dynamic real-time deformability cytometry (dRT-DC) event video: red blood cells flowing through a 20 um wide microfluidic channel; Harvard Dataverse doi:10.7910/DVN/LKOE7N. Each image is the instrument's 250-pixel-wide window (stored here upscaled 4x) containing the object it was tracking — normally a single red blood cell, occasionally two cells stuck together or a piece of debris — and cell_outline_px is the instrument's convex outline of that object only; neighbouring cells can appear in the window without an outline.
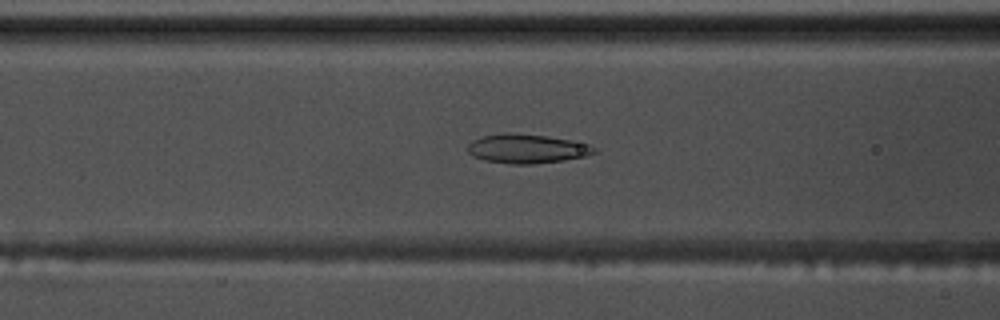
{"species": "common noctule bat (a hibernating species)", "species_latin": "Nyctalus noctula", "temperature_condition": "warm", "stored_images_in_passage": 36, "camera_frame_rate_fps": 3000, "um_per_image_px": 0.085, "animal": {"sex": "male", "body_mass_g": 17.5, "forearm_length_mm": 52.3}, "frame": {"image": 1, "passage_image": 13, "time_ms": 4.0, "image_size_px": [1000, 320], "cell_outline_px": [[596, 152], [584, 156], [564, 160], [532, 164], [508, 164], [484, 160], [472, 156], [468, 152], [468, 144], [472, 140], [484, 136], [504, 132], [512, 132], [544, 136], [568, 140], [588, 144], [596, 148]], "centroid_in_image_um": [44.73, 12.64], "position_along_channel_um": 121.9, "area_um2": 21.39}}
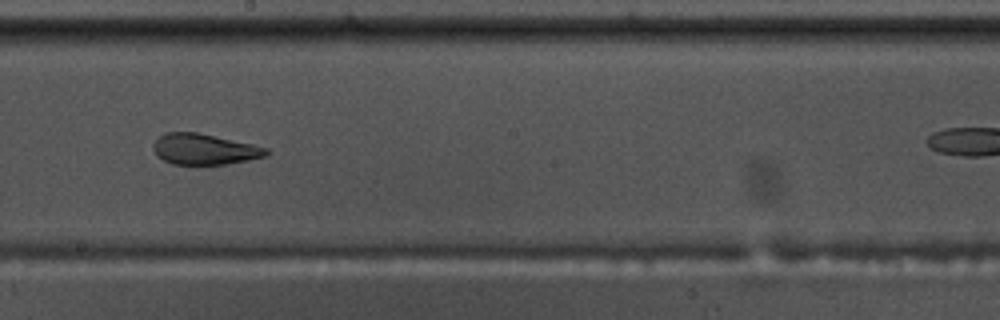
{"frame": {"image": 2, "passage_image": 22, "time_ms": 7.0, "image_size_px": [1000, 320], "cell_outline_px": [[272, 152], [264, 156], [248, 160], [224, 164], [172, 164], [164, 160], [152, 148], [152, 144], [164, 132], [196, 132], [252, 144], [268, 148]], "centroid_in_image_um": [17.38, 12.68], "position_along_channel_um": 230.8, "area_um2": 20.06}}
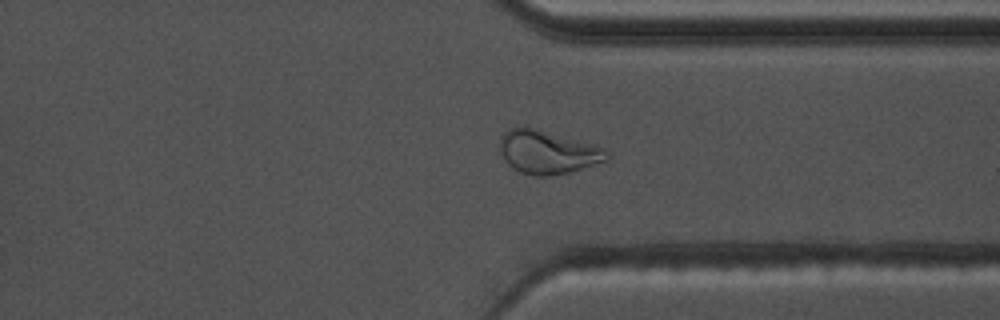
{"frame": {"image": 3, "passage_image": 33, "time_ms": 10.667, "image_size_px": [1000, 320], "cell_outline_px": [[608, 160], [568, 172], [552, 176], [536, 176], [520, 172], [512, 168], [504, 160], [500, 148], [500, 140], [504, 132], [508, 128], [532, 128], [592, 144], [604, 148], [608, 152]], "centroid_in_image_um": [46.52, 12.95], "position_along_channel_um": 364.9, "area_um2": 26.47}}